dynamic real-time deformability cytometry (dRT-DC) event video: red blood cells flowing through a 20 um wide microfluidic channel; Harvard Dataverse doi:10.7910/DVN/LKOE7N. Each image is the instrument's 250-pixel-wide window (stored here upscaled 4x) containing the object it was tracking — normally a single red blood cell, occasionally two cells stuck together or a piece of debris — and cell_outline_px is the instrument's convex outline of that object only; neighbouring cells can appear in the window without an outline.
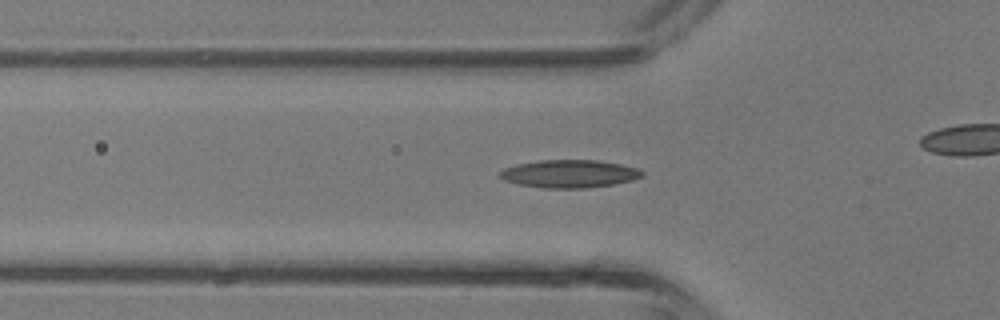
{"species": "common noctule bat (a hibernating species)", "species_latin": "Nyctalus noctula", "temperature_condition": "room temperature", "stored_images_in_passage": 35, "camera_frame_rate_fps": 3000, "um_per_image_px": 0.085, "animal": {"sex": "male", "body_mass_g": 13.3}, "frame": {"image": 1, "passage_image": 15, "time_ms": 4.667, "image_size_px": [1000, 320], "cell_outline_px": [[644, 172], [640, 176], [632, 180], [612, 184], [584, 188], [544, 188], [520, 184], [504, 180], [500, 176], [500, 172], [504, 168], [516, 164], [540, 160], [596, 160], [620, 164], [640, 168]], "centroid_in_image_um": [48.4, 14.76], "position_along_channel_um": 77.4, "area_um2": 22.89}}
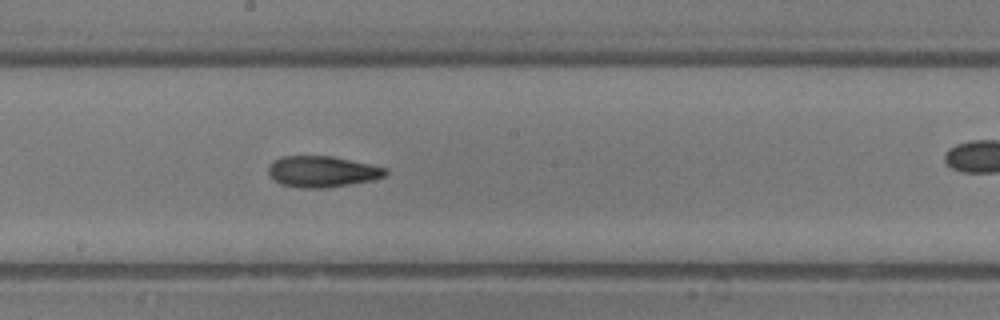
{"frame": {"image": 2, "passage_image": 24, "time_ms": 7.667, "image_size_px": [1000, 320], "cell_outline_px": [[388, 172], [384, 176], [372, 180], [328, 188], [304, 188], [280, 184], [272, 180], [268, 172], [268, 168], [276, 160], [284, 156], [332, 156], [372, 164], [388, 168]], "centroid_in_image_um": [27.41, 14.59], "position_along_channel_um": 220.8, "area_um2": 21.27}}
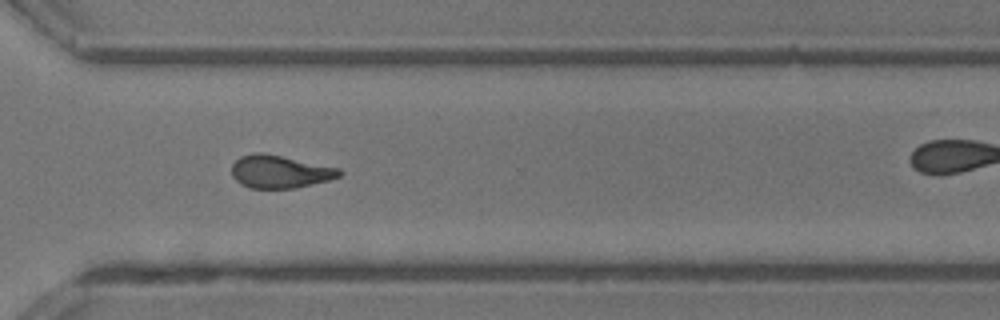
{"frame": {"image": 3, "passage_image": 32, "time_ms": 10.333, "image_size_px": [1000, 320], "cell_outline_px": [[344, 172], [340, 176], [328, 180], [292, 188], [248, 188], [240, 184], [232, 176], [232, 164], [240, 156], [252, 152], [264, 152], [340, 168]], "centroid_in_image_um": [23.76, 14.57], "position_along_channel_um": 346.8, "area_um2": 20.69}}